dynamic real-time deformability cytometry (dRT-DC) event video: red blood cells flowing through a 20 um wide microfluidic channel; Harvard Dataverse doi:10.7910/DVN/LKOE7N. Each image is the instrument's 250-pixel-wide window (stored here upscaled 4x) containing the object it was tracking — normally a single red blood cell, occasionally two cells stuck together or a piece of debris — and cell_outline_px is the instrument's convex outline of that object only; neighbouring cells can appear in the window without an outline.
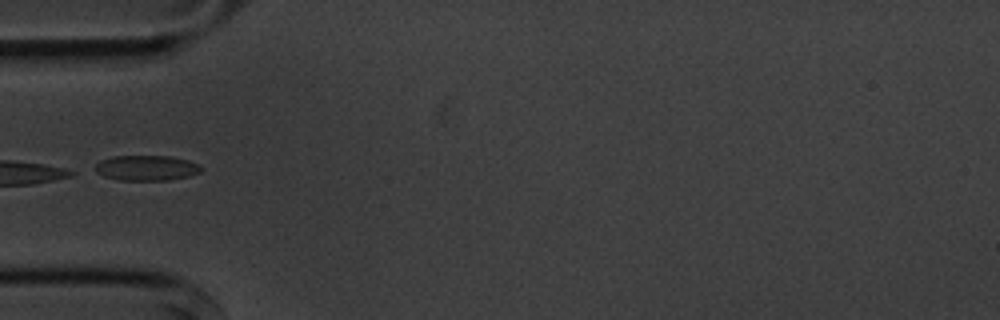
{"species": "common noctule bat (a hibernating species)", "species_latin": "Nyctalus noctula", "temperature_condition": "cold", "stored_images_in_passage": 5, "camera_frame_rate_fps": 3000, "um_per_image_px": 0.085, "animal": {"sex": "male", "body_mass_g": 20.1, "forearm_length_mm": 53.5}, "frame": {"image": 1, "passage_image": 5, "time_ms": 4.667, "image_size_px": [1000, 320], "cell_outline_px": [[204, 168], [200, 172], [188, 176], [168, 180], [120, 180], [104, 176], [96, 172], [96, 164], [100, 160], [112, 156], [168, 156], [188, 160], [200, 164]], "centroid_in_image_um": [12.47, 14.27], "position_along_channel_um": 72.5, "area_um2": 15.61}}